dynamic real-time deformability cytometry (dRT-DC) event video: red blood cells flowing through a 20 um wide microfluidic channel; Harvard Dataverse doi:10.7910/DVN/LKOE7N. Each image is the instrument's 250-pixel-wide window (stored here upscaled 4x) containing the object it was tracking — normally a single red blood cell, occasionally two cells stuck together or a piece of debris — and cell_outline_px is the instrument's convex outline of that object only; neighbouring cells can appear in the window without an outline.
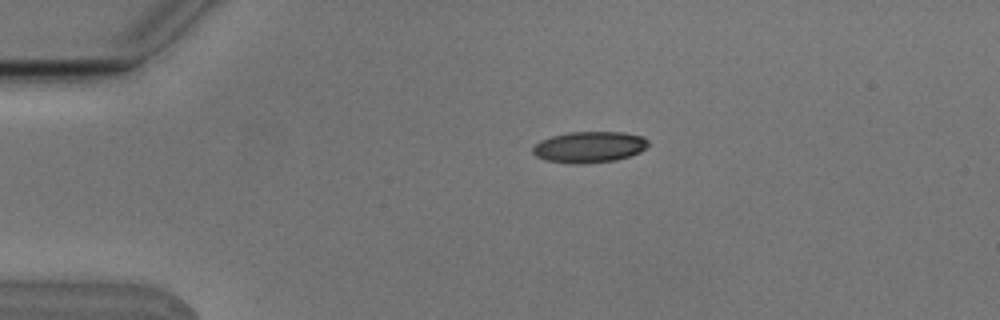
{"species": "Egyptian fruit bat (a non-hibernating species)", "species_latin": "Rousettus aegyptiacus", "temperature_condition": "cold", "stored_images_in_passage": 3, "camera_frame_rate_fps": 3000, "um_per_image_px": 0.085, "animal": {"sex": "male"}, "frame": {"image": 1, "passage_image": 1, "time_ms": 0.0, "image_size_px": [1000, 320], "cell_outline_px": [[648, 144], [640, 152], [616, 160], [580, 164], [572, 164], [544, 160], [536, 156], [532, 152], [532, 148], [540, 140], [552, 136], [568, 132], [624, 132], [644, 136], [648, 140]], "centroid_in_image_um": [50.07, 12.49], "position_along_channel_um": 34.9, "area_um2": 21.04}}
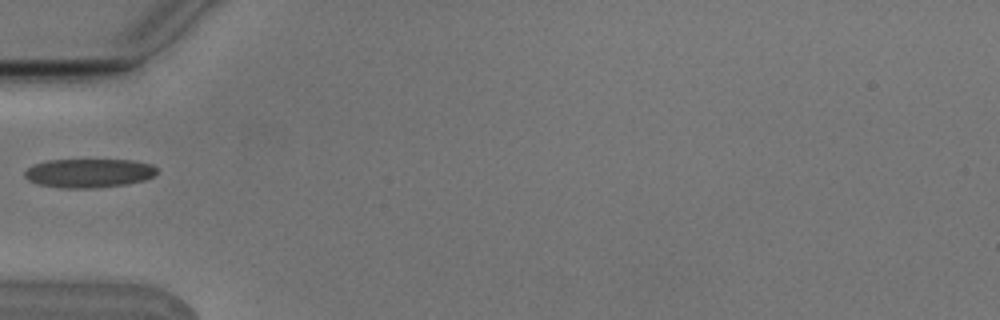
{"frame": {"image": 2, "passage_image": 3, "time_ms": 0.667, "image_size_px": [1000, 320], "cell_outline_px": [[156, 176], [144, 180], [124, 184], [96, 188], [60, 188], [40, 184], [28, 180], [24, 176], [24, 172], [28, 168], [36, 164], [48, 160], [132, 160], [152, 164], [156, 168]], "centroid_in_image_um": [7.57, 14.71], "position_along_channel_um": 77.4, "area_um2": 22.2}}